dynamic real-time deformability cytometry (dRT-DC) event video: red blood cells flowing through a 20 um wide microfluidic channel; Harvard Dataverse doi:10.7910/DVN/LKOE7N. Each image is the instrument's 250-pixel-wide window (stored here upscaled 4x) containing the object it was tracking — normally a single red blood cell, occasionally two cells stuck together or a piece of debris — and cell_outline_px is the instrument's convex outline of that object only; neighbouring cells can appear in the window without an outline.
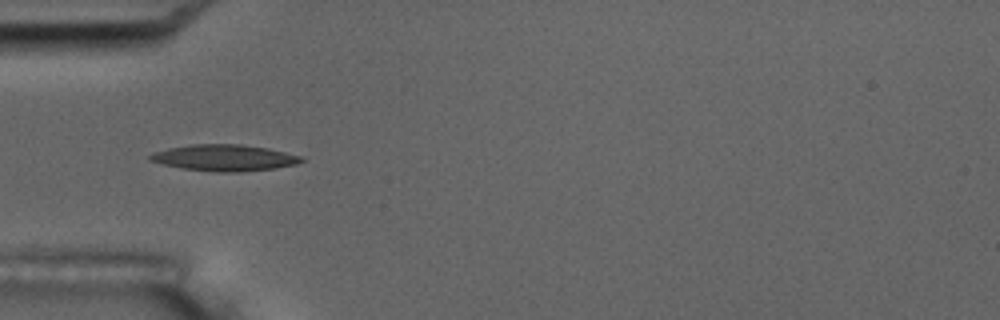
{"species": "common noctule bat (a hibernating species)", "species_latin": "Nyctalus noctula", "temperature_condition": "room temperature", "stored_images_in_passage": 8, "camera_frame_rate_fps": 3000, "um_per_image_px": 0.085, "animal": {"sex": "male", "body_mass_g": 17.5, "forearm_length_mm": 52.3}, "frame": {"image": 1, "passage_image": 6, "time_ms": 5.667, "image_size_px": [1000, 320], "cell_outline_px": [[304, 160], [296, 164], [272, 168], [240, 172], [216, 172], [180, 168], [148, 160], [148, 156], [152, 152], [168, 148], [192, 144], [240, 144], [268, 148], [300, 156]], "centroid_in_image_um": [19.01, 13.41], "position_along_channel_um": 66.0, "area_um2": 23.12}}